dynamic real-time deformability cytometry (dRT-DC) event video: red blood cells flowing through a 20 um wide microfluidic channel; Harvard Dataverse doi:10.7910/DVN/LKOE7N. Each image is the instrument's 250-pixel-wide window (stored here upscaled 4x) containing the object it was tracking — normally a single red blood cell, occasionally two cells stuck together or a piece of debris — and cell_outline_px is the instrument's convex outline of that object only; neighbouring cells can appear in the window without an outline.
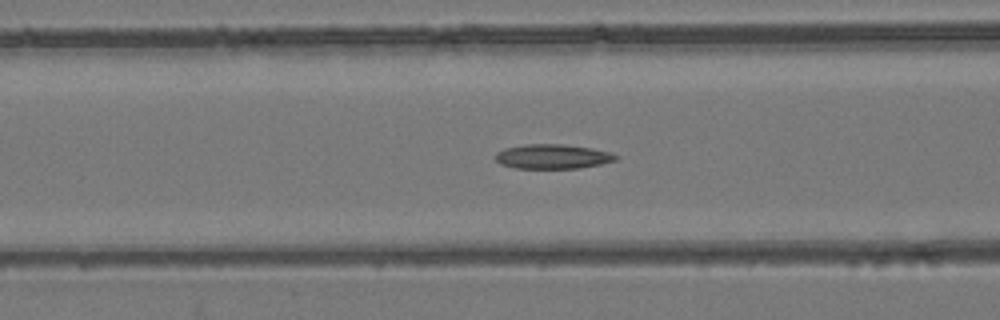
{"species": "common noctule bat (a hibernating species)", "species_latin": "Nyctalus noctula", "temperature_condition": "room temperature", "stored_images_in_passage": 40, "camera_frame_rate_fps": 3000, "um_per_image_px": 0.085, "animal": {"sex": "female", "body_mass_g": 24.6, "forearm_length_mm": 56.2}, "frame": {"image": 1, "passage_image": 7, "time_ms": 2.0, "image_size_px": [1000, 320], "cell_outline_px": [[620, 156], [616, 160], [600, 164], [580, 168], [516, 168], [500, 164], [496, 160], [496, 152], [504, 148], [524, 144], [564, 144], [592, 148], [612, 152]], "centroid_in_image_um": [46.99, 13.29], "position_along_channel_um": 119.6, "area_um2": 17.34}}
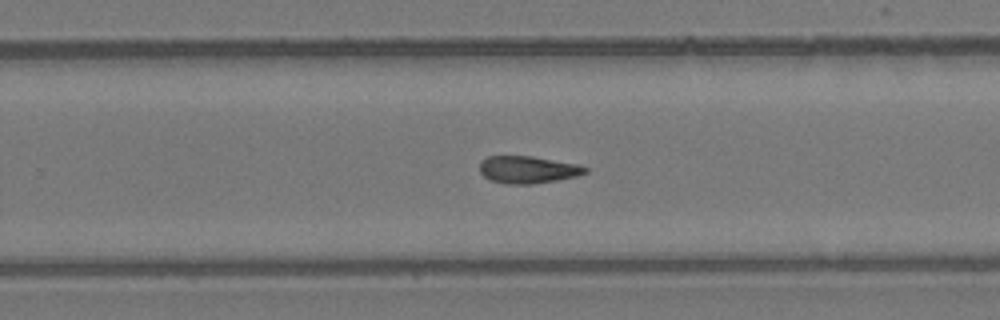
{"frame": {"image": 2, "passage_image": 20, "time_ms": 6.333, "image_size_px": [1000, 320], "cell_outline_px": [[588, 172], [576, 176], [556, 180], [532, 184], [504, 184], [492, 180], [484, 176], [480, 172], [480, 160], [488, 156], [532, 156], [580, 164], [588, 168]], "centroid_in_image_um": [44.87, 14.41], "position_along_channel_um": 284.9, "area_um2": 16.88}}
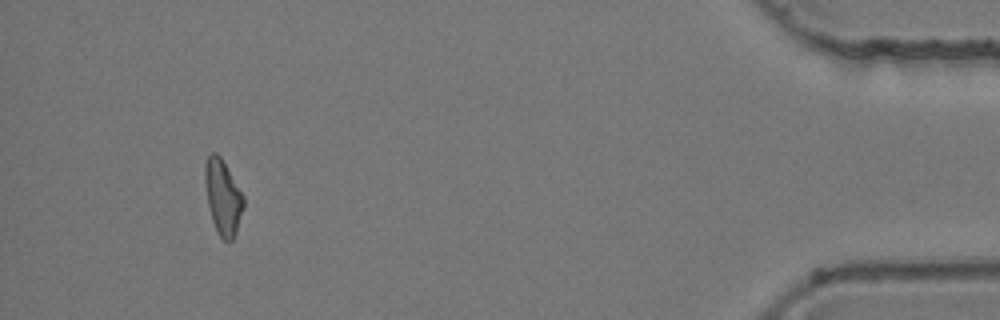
{"frame": {"image": 3, "passage_image": 36, "time_ms": 11.667, "image_size_px": [1000, 320], "cell_outline_px": [[244, 204], [236, 232], [232, 240], [224, 240], [216, 232], [212, 220], [208, 204], [204, 180], [204, 164], [208, 156], [212, 152], [216, 152], [220, 156], [244, 196]], "centroid_in_image_um": [18.93, 16.74], "position_along_channel_um": 416.3, "area_um2": 16.7}, "authors_computed_cell_mechanics": {"area_um2": 16.8487, "velocity_mm_per_s": 3.8304, "shape_relaxation_time_tau1_ms": null, "shape_relaxation_time_tau2_ms": 8.3703, "deformation_change_tau1": null, "deformation_change_tau2": 0.1794}}